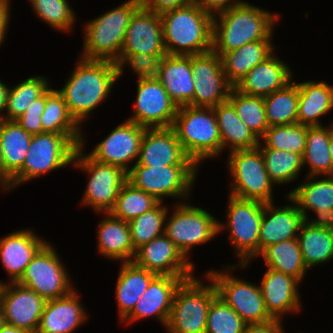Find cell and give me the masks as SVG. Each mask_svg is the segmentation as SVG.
Returning <instances> with one entry per match:
<instances>
[{
  "mask_svg": "<svg viewBox=\"0 0 333 333\" xmlns=\"http://www.w3.org/2000/svg\"><path fill=\"white\" fill-rule=\"evenodd\" d=\"M78 57L66 84L57 91L70 114L83 127L90 114L109 98L119 73L115 62Z\"/></svg>",
  "mask_w": 333,
  "mask_h": 333,
  "instance_id": "obj_1",
  "label": "cell"
},
{
  "mask_svg": "<svg viewBox=\"0 0 333 333\" xmlns=\"http://www.w3.org/2000/svg\"><path fill=\"white\" fill-rule=\"evenodd\" d=\"M280 17L277 12L240 0L213 17L212 50L222 57L247 43L273 40Z\"/></svg>",
  "mask_w": 333,
  "mask_h": 333,
  "instance_id": "obj_2",
  "label": "cell"
},
{
  "mask_svg": "<svg viewBox=\"0 0 333 333\" xmlns=\"http://www.w3.org/2000/svg\"><path fill=\"white\" fill-rule=\"evenodd\" d=\"M163 43L169 55H195L212 50L213 16L194 3L160 15Z\"/></svg>",
  "mask_w": 333,
  "mask_h": 333,
  "instance_id": "obj_3",
  "label": "cell"
},
{
  "mask_svg": "<svg viewBox=\"0 0 333 333\" xmlns=\"http://www.w3.org/2000/svg\"><path fill=\"white\" fill-rule=\"evenodd\" d=\"M140 6V0H125L104 14L87 21L83 25V51L79 56L116 63L121 56L131 17Z\"/></svg>",
  "mask_w": 333,
  "mask_h": 333,
  "instance_id": "obj_4",
  "label": "cell"
},
{
  "mask_svg": "<svg viewBox=\"0 0 333 333\" xmlns=\"http://www.w3.org/2000/svg\"><path fill=\"white\" fill-rule=\"evenodd\" d=\"M172 128L187 155L200 167L222 154V141L214 109L191 105L178 108Z\"/></svg>",
  "mask_w": 333,
  "mask_h": 333,
  "instance_id": "obj_5",
  "label": "cell"
},
{
  "mask_svg": "<svg viewBox=\"0 0 333 333\" xmlns=\"http://www.w3.org/2000/svg\"><path fill=\"white\" fill-rule=\"evenodd\" d=\"M228 197L225 211L227 220L218 221V234L226 231L229 246L235 250V258L238 257V265H241V269H247L255 258L258 259L259 232L265 203L231 195Z\"/></svg>",
  "mask_w": 333,
  "mask_h": 333,
  "instance_id": "obj_6",
  "label": "cell"
},
{
  "mask_svg": "<svg viewBox=\"0 0 333 333\" xmlns=\"http://www.w3.org/2000/svg\"><path fill=\"white\" fill-rule=\"evenodd\" d=\"M83 136L40 133L32 136L22 169L12 178V190L51 171L70 167Z\"/></svg>",
  "mask_w": 333,
  "mask_h": 333,
  "instance_id": "obj_7",
  "label": "cell"
},
{
  "mask_svg": "<svg viewBox=\"0 0 333 333\" xmlns=\"http://www.w3.org/2000/svg\"><path fill=\"white\" fill-rule=\"evenodd\" d=\"M204 278L208 282L194 276L177 288L165 328L167 333H206L207 313L217 289L210 277L205 274Z\"/></svg>",
  "mask_w": 333,
  "mask_h": 333,
  "instance_id": "obj_8",
  "label": "cell"
},
{
  "mask_svg": "<svg viewBox=\"0 0 333 333\" xmlns=\"http://www.w3.org/2000/svg\"><path fill=\"white\" fill-rule=\"evenodd\" d=\"M86 133L77 148L72 167L88 175L86 189L80 203L90 207L96 214L109 212L122 186L127 182V172L118 166L103 164L92 159L85 152Z\"/></svg>",
  "mask_w": 333,
  "mask_h": 333,
  "instance_id": "obj_9",
  "label": "cell"
},
{
  "mask_svg": "<svg viewBox=\"0 0 333 333\" xmlns=\"http://www.w3.org/2000/svg\"><path fill=\"white\" fill-rule=\"evenodd\" d=\"M198 172L197 165H133L127 173V181L160 202L169 197L179 200L177 203H183L189 201Z\"/></svg>",
  "mask_w": 333,
  "mask_h": 333,
  "instance_id": "obj_10",
  "label": "cell"
},
{
  "mask_svg": "<svg viewBox=\"0 0 333 333\" xmlns=\"http://www.w3.org/2000/svg\"><path fill=\"white\" fill-rule=\"evenodd\" d=\"M227 154L226 165L232 179L228 194L244 200L275 202V184L268 176L261 150L257 147L234 150Z\"/></svg>",
  "mask_w": 333,
  "mask_h": 333,
  "instance_id": "obj_11",
  "label": "cell"
},
{
  "mask_svg": "<svg viewBox=\"0 0 333 333\" xmlns=\"http://www.w3.org/2000/svg\"><path fill=\"white\" fill-rule=\"evenodd\" d=\"M187 202L175 203L168 210L164 234L189 259L194 246L206 244L219 235V218L201 206Z\"/></svg>",
  "mask_w": 333,
  "mask_h": 333,
  "instance_id": "obj_12",
  "label": "cell"
},
{
  "mask_svg": "<svg viewBox=\"0 0 333 333\" xmlns=\"http://www.w3.org/2000/svg\"><path fill=\"white\" fill-rule=\"evenodd\" d=\"M225 267V268H224ZM220 270L206 273L214 282L217 295L221 297L246 324H255L271 321L274 318L266 309L265 302L257 283L246 282L234 276L241 265L233 264L224 266ZM237 268V269H236Z\"/></svg>",
  "mask_w": 333,
  "mask_h": 333,
  "instance_id": "obj_13",
  "label": "cell"
},
{
  "mask_svg": "<svg viewBox=\"0 0 333 333\" xmlns=\"http://www.w3.org/2000/svg\"><path fill=\"white\" fill-rule=\"evenodd\" d=\"M52 244L53 242L49 241L36 254L17 281L46 301L65 296L75 289L68 269Z\"/></svg>",
  "mask_w": 333,
  "mask_h": 333,
  "instance_id": "obj_14",
  "label": "cell"
},
{
  "mask_svg": "<svg viewBox=\"0 0 333 333\" xmlns=\"http://www.w3.org/2000/svg\"><path fill=\"white\" fill-rule=\"evenodd\" d=\"M191 70L195 88L191 106L214 108L228 100L234 86L227 80L218 54L211 50L191 55Z\"/></svg>",
  "mask_w": 333,
  "mask_h": 333,
  "instance_id": "obj_15",
  "label": "cell"
},
{
  "mask_svg": "<svg viewBox=\"0 0 333 333\" xmlns=\"http://www.w3.org/2000/svg\"><path fill=\"white\" fill-rule=\"evenodd\" d=\"M136 89L134 112L126 120L145 128L172 127L178 107L159 80L137 79Z\"/></svg>",
  "mask_w": 333,
  "mask_h": 333,
  "instance_id": "obj_16",
  "label": "cell"
},
{
  "mask_svg": "<svg viewBox=\"0 0 333 333\" xmlns=\"http://www.w3.org/2000/svg\"><path fill=\"white\" fill-rule=\"evenodd\" d=\"M145 129L124 119L87 154L97 162L118 166L128 173L137 162Z\"/></svg>",
  "mask_w": 333,
  "mask_h": 333,
  "instance_id": "obj_17",
  "label": "cell"
},
{
  "mask_svg": "<svg viewBox=\"0 0 333 333\" xmlns=\"http://www.w3.org/2000/svg\"><path fill=\"white\" fill-rule=\"evenodd\" d=\"M46 300L17 282L0 284V305L5 324L36 333Z\"/></svg>",
  "mask_w": 333,
  "mask_h": 333,
  "instance_id": "obj_18",
  "label": "cell"
},
{
  "mask_svg": "<svg viewBox=\"0 0 333 333\" xmlns=\"http://www.w3.org/2000/svg\"><path fill=\"white\" fill-rule=\"evenodd\" d=\"M133 262L157 275L195 276L196 264L187 259L165 234L138 248Z\"/></svg>",
  "mask_w": 333,
  "mask_h": 333,
  "instance_id": "obj_19",
  "label": "cell"
},
{
  "mask_svg": "<svg viewBox=\"0 0 333 333\" xmlns=\"http://www.w3.org/2000/svg\"><path fill=\"white\" fill-rule=\"evenodd\" d=\"M194 276L157 275L137 302L133 311L121 322L131 325L139 320L154 318L166 328L175 292L180 284Z\"/></svg>",
  "mask_w": 333,
  "mask_h": 333,
  "instance_id": "obj_20",
  "label": "cell"
},
{
  "mask_svg": "<svg viewBox=\"0 0 333 333\" xmlns=\"http://www.w3.org/2000/svg\"><path fill=\"white\" fill-rule=\"evenodd\" d=\"M147 53L166 56L160 15L140 6L126 29L118 65L127 55Z\"/></svg>",
  "mask_w": 333,
  "mask_h": 333,
  "instance_id": "obj_21",
  "label": "cell"
},
{
  "mask_svg": "<svg viewBox=\"0 0 333 333\" xmlns=\"http://www.w3.org/2000/svg\"><path fill=\"white\" fill-rule=\"evenodd\" d=\"M143 166L196 165L172 127L146 128L136 164Z\"/></svg>",
  "mask_w": 333,
  "mask_h": 333,
  "instance_id": "obj_22",
  "label": "cell"
},
{
  "mask_svg": "<svg viewBox=\"0 0 333 333\" xmlns=\"http://www.w3.org/2000/svg\"><path fill=\"white\" fill-rule=\"evenodd\" d=\"M300 282L291 275L267 268L260 281V289L269 314L282 320L285 315L302 311Z\"/></svg>",
  "mask_w": 333,
  "mask_h": 333,
  "instance_id": "obj_23",
  "label": "cell"
},
{
  "mask_svg": "<svg viewBox=\"0 0 333 333\" xmlns=\"http://www.w3.org/2000/svg\"><path fill=\"white\" fill-rule=\"evenodd\" d=\"M48 243L32 228L16 230L0 238V260L8 282H17L36 254Z\"/></svg>",
  "mask_w": 333,
  "mask_h": 333,
  "instance_id": "obj_24",
  "label": "cell"
},
{
  "mask_svg": "<svg viewBox=\"0 0 333 333\" xmlns=\"http://www.w3.org/2000/svg\"><path fill=\"white\" fill-rule=\"evenodd\" d=\"M288 204L276 206L274 202L265 203L259 232V254L267 246L281 241L297 238L305 218L297 204L285 195Z\"/></svg>",
  "mask_w": 333,
  "mask_h": 333,
  "instance_id": "obj_25",
  "label": "cell"
},
{
  "mask_svg": "<svg viewBox=\"0 0 333 333\" xmlns=\"http://www.w3.org/2000/svg\"><path fill=\"white\" fill-rule=\"evenodd\" d=\"M75 288L69 294L46 301L36 333H74L89 319ZM77 329V330H76Z\"/></svg>",
  "mask_w": 333,
  "mask_h": 333,
  "instance_id": "obj_26",
  "label": "cell"
},
{
  "mask_svg": "<svg viewBox=\"0 0 333 333\" xmlns=\"http://www.w3.org/2000/svg\"><path fill=\"white\" fill-rule=\"evenodd\" d=\"M276 55L274 51L253 67L234 88L246 95L262 97L284 88L295 75L290 66Z\"/></svg>",
  "mask_w": 333,
  "mask_h": 333,
  "instance_id": "obj_27",
  "label": "cell"
},
{
  "mask_svg": "<svg viewBox=\"0 0 333 333\" xmlns=\"http://www.w3.org/2000/svg\"><path fill=\"white\" fill-rule=\"evenodd\" d=\"M177 107L190 105L194 98L191 55H169L161 60L156 77Z\"/></svg>",
  "mask_w": 333,
  "mask_h": 333,
  "instance_id": "obj_28",
  "label": "cell"
},
{
  "mask_svg": "<svg viewBox=\"0 0 333 333\" xmlns=\"http://www.w3.org/2000/svg\"><path fill=\"white\" fill-rule=\"evenodd\" d=\"M103 214L97 226L98 254L106 259L131 262L136 250L132 244L129 223L112 216L109 212Z\"/></svg>",
  "mask_w": 333,
  "mask_h": 333,
  "instance_id": "obj_29",
  "label": "cell"
},
{
  "mask_svg": "<svg viewBox=\"0 0 333 333\" xmlns=\"http://www.w3.org/2000/svg\"><path fill=\"white\" fill-rule=\"evenodd\" d=\"M298 88L297 123L308 127L324 125L322 117L333 110V85L323 80H307L298 82Z\"/></svg>",
  "mask_w": 333,
  "mask_h": 333,
  "instance_id": "obj_30",
  "label": "cell"
},
{
  "mask_svg": "<svg viewBox=\"0 0 333 333\" xmlns=\"http://www.w3.org/2000/svg\"><path fill=\"white\" fill-rule=\"evenodd\" d=\"M118 272L115 298L120 323L133 311L137 302L157 276L154 272L137 266L133 261L121 262Z\"/></svg>",
  "mask_w": 333,
  "mask_h": 333,
  "instance_id": "obj_31",
  "label": "cell"
},
{
  "mask_svg": "<svg viewBox=\"0 0 333 333\" xmlns=\"http://www.w3.org/2000/svg\"><path fill=\"white\" fill-rule=\"evenodd\" d=\"M219 127L222 152L257 148L260 139L236 114L233 105L227 100L213 108Z\"/></svg>",
  "mask_w": 333,
  "mask_h": 333,
  "instance_id": "obj_32",
  "label": "cell"
},
{
  "mask_svg": "<svg viewBox=\"0 0 333 333\" xmlns=\"http://www.w3.org/2000/svg\"><path fill=\"white\" fill-rule=\"evenodd\" d=\"M304 179L303 183L285 192L297 204L304 218H308L310 212L333 209V177L306 176Z\"/></svg>",
  "mask_w": 333,
  "mask_h": 333,
  "instance_id": "obj_33",
  "label": "cell"
},
{
  "mask_svg": "<svg viewBox=\"0 0 333 333\" xmlns=\"http://www.w3.org/2000/svg\"><path fill=\"white\" fill-rule=\"evenodd\" d=\"M275 47L272 40H260L225 53L221 59L227 80L235 86L253 67L269 57Z\"/></svg>",
  "mask_w": 333,
  "mask_h": 333,
  "instance_id": "obj_34",
  "label": "cell"
},
{
  "mask_svg": "<svg viewBox=\"0 0 333 333\" xmlns=\"http://www.w3.org/2000/svg\"><path fill=\"white\" fill-rule=\"evenodd\" d=\"M328 125L307 126L306 147L302 155L303 167L307 165L306 176H331V155L329 151L333 120Z\"/></svg>",
  "mask_w": 333,
  "mask_h": 333,
  "instance_id": "obj_35",
  "label": "cell"
},
{
  "mask_svg": "<svg viewBox=\"0 0 333 333\" xmlns=\"http://www.w3.org/2000/svg\"><path fill=\"white\" fill-rule=\"evenodd\" d=\"M258 256L259 258L262 256L266 268L291 275L300 283L309 271L304 263L297 238L271 244Z\"/></svg>",
  "mask_w": 333,
  "mask_h": 333,
  "instance_id": "obj_36",
  "label": "cell"
},
{
  "mask_svg": "<svg viewBox=\"0 0 333 333\" xmlns=\"http://www.w3.org/2000/svg\"><path fill=\"white\" fill-rule=\"evenodd\" d=\"M32 136L16 120H0V146L4 166L12 178L22 169Z\"/></svg>",
  "mask_w": 333,
  "mask_h": 333,
  "instance_id": "obj_37",
  "label": "cell"
},
{
  "mask_svg": "<svg viewBox=\"0 0 333 333\" xmlns=\"http://www.w3.org/2000/svg\"><path fill=\"white\" fill-rule=\"evenodd\" d=\"M304 263L308 269L333 260V231L304 221L297 236Z\"/></svg>",
  "mask_w": 333,
  "mask_h": 333,
  "instance_id": "obj_38",
  "label": "cell"
},
{
  "mask_svg": "<svg viewBox=\"0 0 333 333\" xmlns=\"http://www.w3.org/2000/svg\"><path fill=\"white\" fill-rule=\"evenodd\" d=\"M42 133L83 136V128L70 114L63 96L51 86L46 90L45 109L41 115Z\"/></svg>",
  "mask_w": 333,
  "mask_h": 333,
  "instance_id": "obj_39",
  "label": "cell"
},
{
  "mask_svg": "<svg viewBox=\"0 0 333 333\" xmlns=\"http://www.w3.org/2000/svg\"><path fill=\"white\" fill-rule=\"evenodd\" d=\"M263 98L269 126L297 123L299 88L296 81L292 80L284 88Z\"/></svg>",
  "mask_w": 333,
  "mask_h": 333,
  "instance_id": "obj_40",
  "label": "cell"
},
{
  "mask_svg": "<svg viewBox=\"0 0 333 333\" xmlns=\"http://www.w3.org/2000/svg\"><path fill=\"white\" fill-rule=\"evenodd\" d=\"M46 76H30L17 85L10 87L6 109L4 112L5 120H16L26 108L38 97H40L51 85Z\"/></svg>",
  "mask_w": 333,
  "mask_h": 333,
  "instance_id": "obj_41",
  "label": "cell"
},
{
  "mask_svg": "<svg viewBox=\"0 0 333 333\" xmlns=\"http://www.w3.org/2000/svg\"><path fill=\"white\" fill-rule=\"evenodd\" d=\"M259 149L263 155L268 176L276 186L289 184L302 175L300 172L304 170V167L300 154L271 148Z\"/></svg>",
  "mask_w": 333,
  "mask_h": 333,
  "instance_id": "obj_42",
  "label": "cell"
},
{
  "mask_svg": "<svg viewBox=\"0 0 333 333\" xmlns=\"http://www.w3.org/2000/svg\"><path fill=\"white\" fill-rule=\"evenodd\" d=\"M159 203L160 201L153 195L135 188L127 181L120 189L115 204L109 213L118 219L129 222L139 215L152 210Z\"/></svg>",
  "mask_w": 333,
  "mask_h": 333,
  "instance_id": "obj_43",
  "label": "cell"
},
{
  "mask_svg": "<svg viewBox=\"0 0 333 333\" xmlns=\"http://www.w3.org/2000/svg\"><path fill=\"white\" fill-rule=\"evenodd\" d=\"M228 101L233 105L236 114L260 139L270 127L266 118L264 98L243 94L233 87Z\"/></svg>",
  "mask_w": 333,
  "mask_h": 333,
  "instance_id": "obj_44",
  "label": "cell"
},
{
  "mask_svg": "<svg viewBox=\"0 0 333 333\" xmlns=\"http://www.w3.org/2000/svg\"><path fill=\"white\" fill-rule=\"evenodd\" d=\"M306 138L307 126L302 124L270 126L260 138L258 148L291 151L302 156Z\"/></svg>",
  "mask_w": 333,
  "mask_h": 333,
  "instance_id": "obj_45",
  "label": "cell"
},
{
  "mask_svg": "<svg viewBox=\"0 0 333 333\" xmlns=\"http://www.w3.org/2000/svg\"><path fill=\"white\" fill-rule=\"evenodd\" d=\"M169 208L170 206L168 207V205H164V202H160L152 210L128 222L135 250L164 234L165 221Z\"/></svg>",
  "mask_w": 333,
  "mask_h": 333,
  "instance_id": "obj_46",
  "label": "cell"
},
{
  "mask_svg": "<svg viewBox=\"0 0 333 333\" xmlns=\"http://www.w3.org/2000/svg\"><path fill=\"white\" fill-rule=\"evenodd\" d=\"M35 16L60 32H71L77 21L76 12L68 0H28Z\"/></svg>",
  "mask_w": 333,
  "mask_h": 333,
  "instance_id": "obj_47",
  "label": "cell"
},
{
  "mask_svg": "<svg viewBox=\"0 0 333 333\" xmlns=\"http://www.w3.org/2000/svg\"><path fill=\"white\" fill-rule=\"evenodd\" d=\"M246 323L218 295L209 306L207 313L206 333H244Z\"/></svg>",
  "mask_w": 333,
  "mask_h": 333,
  "instance_id": "obj_48",
  "label": "cell"
},
{
  "mask_svg": "<svg viewBox=\"0 0 333 333\" xmlns=\"http://www.w3.org/2000/svg\"><path fill=\"white\" fill-rule=\"evenodd\" d=\"M164 56H157L147 53L127 55L117 66L119 79L128 65L137 79L156 78L160 68L161 60Z\"/></svg>",
  "mask_w": 333,
  "mask_h": 333,
  "instance_id": "obj_49",
  "label": "cell"
},
{
  "mask_svg": "<svg viewBox=\"0 0 333 333\" xmlns=\"http://www.w3.org/2000/svg\"><path fill=\"white\" fill-rule=\"evenodd\" d=\"M46 91L35 99L16 122L29 134L42 133L41 115L45 109Z\"/></svg>",
  "mask_w": 333,
  "mask_h": 333,
  "instance_id": "obj_50",
  "label": "cell"
},
{
  "mask_svg": "<svg viewBox=\"0 0 333 333\" xmlns=\"http://www.w3.org/2000/svg\"><path fill=\"white\" fill-rule=\"evenodd\" d=\"M141 6L153 13L161 15L165 12L187 6L193 3V0H140Z\"/></svg>",
  "mask_w": 333,
  "mask_h": 333,
  "instance_id": "obj_51",
  "label": "cell"
},
{
  "mask_svg": "<svg viewBox=\"0 0 333 333\" xmlns=\"http://www.w3.org/2000/svg\"><path fill=\"white\" fill-rule=\"evenodd\" d=\"M240 0H193L201 10L207 12L213 17L219 13L229 10Z\"/></svg>",
  "mask_w": 333,
  "mask_h": 333,
  "instance_id": "obj_52",
  "label": "cell"
},
{
  "mask_svg": "<svg viewBox=\"0 0 333 333\" xmlns=\"http://www.w3.org/2000/svg\"><path fill=\"white\" fill-rule=\"evenodd\" d=\"M282 321L284 320L273 319L263 323L247 324L244 333H286Z\"/></svg>",
  "mask_w": 333,
  "mask_h": 333,
  "instance_id": "obj_53",
  "label": "cell"
},
{
  "mask_svg": "<svg viewBox=\"0 0 333 333\" xmlns=\"http://www.w3.org/2000/svg\"><path fill=\"white\" fill-rule=\"evenodd\" d=\"M11 0H0V48L4 44L11 20Z\"/></svg>",
  "mask_w": 333,
  "mask_h": 333,
  "instance_id": "obj_54",
  "label": "cell"
},
{
  "mask_svg": "<svg viewBox=\"0 0 333 333\" xmlns=\"http://www.w3.org/2000/svg\"><path fill=\"white\" fill-rule=\"evenodd\" d=\"M315 218H306L305 221L308 222L310 225L319 228H327L333 231V209L327 211H314Z\"/></svg>",
  "mask_w": 333,
  "mask_h": 333,
  "instance_id": "obj_55",
  "label": "cell"
},
{
  "mask_svg": "<svg viewBox=\"0 0 333 333\" xmlns=\"http://www.w3.org/2000/svg\"><path fill=\"white\" fill-rule=\"evenodd\" d=\"M0 189L5 193L6 191L11 192L12 190V177L5 170L1 146H0Z\"/></svg>",
  "mask_w": 333,
  "mask_h": 333,
  "instance_id": "obj_56",
  "label": "cell"
},
{
  "mask_svg": "<svg viewBox=\"0 0 333 333\" xmlns=\"http://www.w3.org/2000/svg\"><path fill=\"white\" fill-rule=\"evenodd\" d=\"M2 81L3 80H0V120L4 119L3 113L6 109V101L10 89V85H6V83Z\"/></svg>",
  "mask_w": 333,
  "mask_h": 333,
  "instance_id": "obj_57",
  "label": "cell"
},
{
  "mask_svg": "<svg viewBox=\"0 0 333 333\" xmlns=\"http://www.w3.org/2000/svg\"><path fill=\"white\" fill-rule=\"evenodd\" d=\"M0 333H30L27 332L23 329H19L15 326H11L8 324H4L1 328H0Z\"/></svg>",
  "mask_w": 333,
  "mask_h": 333,
  "instance_id": "obj_58",
  "label": "cell"
},
{
  "mask_svg": "<svg viewBox=\"0 0 333 333\" xmlns=\"http://www.w3.org/2000/svg\"><path fill=\"white\" fill-rule=\"evenodd\" d=\"M329 151H330L331 160H332V164H331V176L333 177V131L330 134Z\"/></svg>",
  "mask_w": 333,
  "mask_h": 333,
  "instance_id": "obj_59",
  "label": "cell"
},
{
  "mask_svg": "<svg viewBox=\"0 0 333 333\" xmlns=\"http://www.w3.org/2000/svg\"><path fill=\"white\" fill-rule=\"evenodd\" d=\"M5 324V318H4V314H3V309L0 305V328Z\"/></svg>",
  "mask_w": 333,
  "mask_h": 333,
  "instance_id": "obj_60",
  "label": "cell"
}]
</instances>
